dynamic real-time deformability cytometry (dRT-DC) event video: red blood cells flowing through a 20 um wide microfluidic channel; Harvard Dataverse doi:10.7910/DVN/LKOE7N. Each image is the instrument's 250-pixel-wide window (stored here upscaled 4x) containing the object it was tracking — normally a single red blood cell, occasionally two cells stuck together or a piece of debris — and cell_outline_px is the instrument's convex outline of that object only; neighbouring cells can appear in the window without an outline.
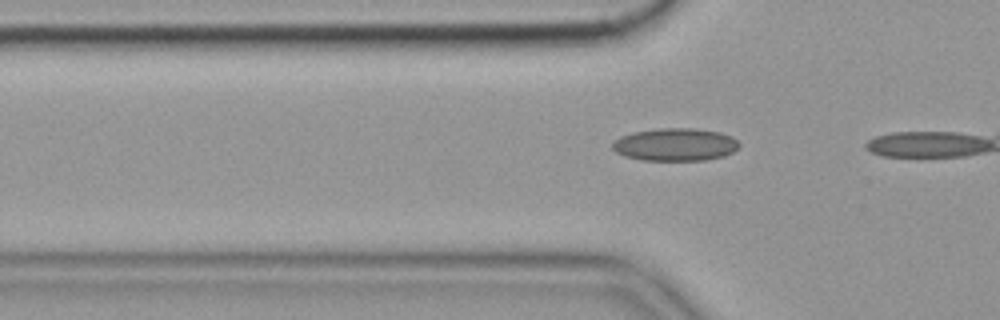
{"species": "common noctule bat (a hibernating species)", "species_latin": "Nyctalus noctula", "temperature_condition": "cold", "stored_images_in_passage": 6, "camera_frame_rate_fps": 3000, "um_per_image_px": 0.085, "animal": {"sex": "female", "body_mass_g": 19.9}, "frame": {"image": 1, "passage_image": 4, "time_ms": 1.0, "image_size_px": [1000, 320], "cell_outline_px": [[740, 144], [732, 152], [724, 156], [704, 160], [644, 160], [624, 156], [616, 152], [612, 148], [612, 144], [620, 136], [632, 132], [660, 128], [696, 128], [720, 132], [732, 136]], "centroid_in_image_um": [57.39, 12.28], "position_along_channel_um": 68.4, "area_um2": 24.16}}